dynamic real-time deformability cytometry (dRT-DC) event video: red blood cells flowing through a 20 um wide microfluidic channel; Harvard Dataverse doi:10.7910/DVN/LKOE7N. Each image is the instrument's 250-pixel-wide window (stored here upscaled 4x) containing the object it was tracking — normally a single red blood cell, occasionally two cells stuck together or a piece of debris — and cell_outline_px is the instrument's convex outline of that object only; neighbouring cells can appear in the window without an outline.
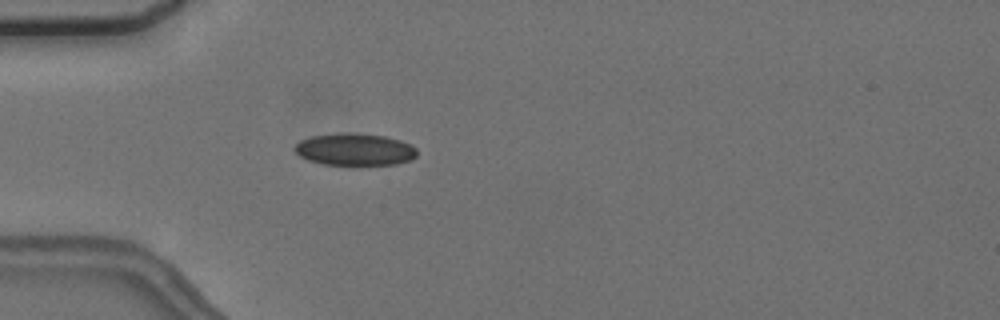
{"species": "common noctule bat (a hibernating species)", "species_latin": "Nyctalus noctula", "temperature_condition": "cold", "stored_images_in_passage": 3, "camera_frame_rate_fps": 3000, "um_per_image_px": 0.085, "animal": {"sex": "female", "body_mass_g": 24.6, "forearm_length_mm": 56.2}, "frame": {"image": 1, "passage_image": 1, "time_ms": 0.0, "image_size_px": [1000, 320], "cell_outline_px": [[416, 156], [412, 160], [396, 164], [324, 164], [308, 160], [300, 156], [292, 148], [300, 140], [312, 136], [340, 132], [384, 136], [400, 140], [412, 144], [416, 148]], "centroid_in_image_um": [30.16, 12.69], "position_along_channel_um": 54.8, "area_um2": 22.77}}